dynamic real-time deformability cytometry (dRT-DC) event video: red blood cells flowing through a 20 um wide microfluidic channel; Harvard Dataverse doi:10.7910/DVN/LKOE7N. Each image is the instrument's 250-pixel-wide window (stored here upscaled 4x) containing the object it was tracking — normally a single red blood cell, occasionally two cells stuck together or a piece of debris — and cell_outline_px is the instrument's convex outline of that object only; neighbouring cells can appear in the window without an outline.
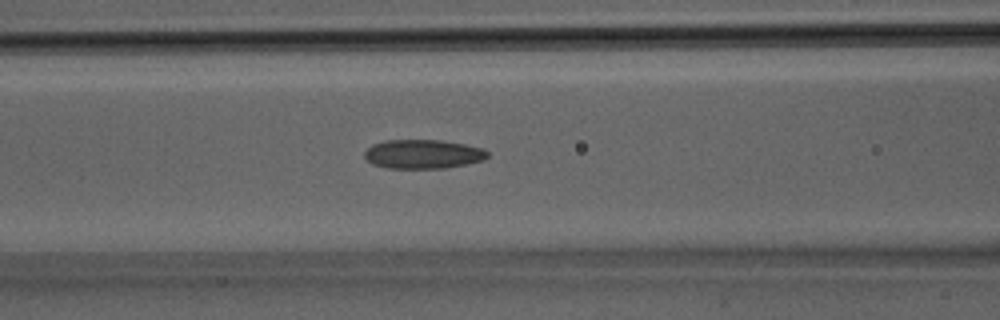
{"species": "Egyptian fruit bat (a non-hibernating species)", "species_latin": "Rousettus aegyptiacus", "temperature_condition": "room temperature", "stored_images_in_passage": 29, "camera_frame_rate_fps": 3000, "um_per_image_px": 0.085, "animal": {"sex": "male"}, "frame": {"image": 1, "passage_image": 13, "time_ms": 4.0, "image_size_px": [1000, 320], "cell_outline_px": [[488, 156], [484, 160], [444, 168], [388, 168], [372, 164], [364, 156], [364, 152], [372, 144], [384, 140], [440, 140], [464, 144], [484, 148], [488, 152]], "centroid_in_image_um": [35.94, 13.09], "position_along_channel_um": 130.7, "area_um2": 20.81}}
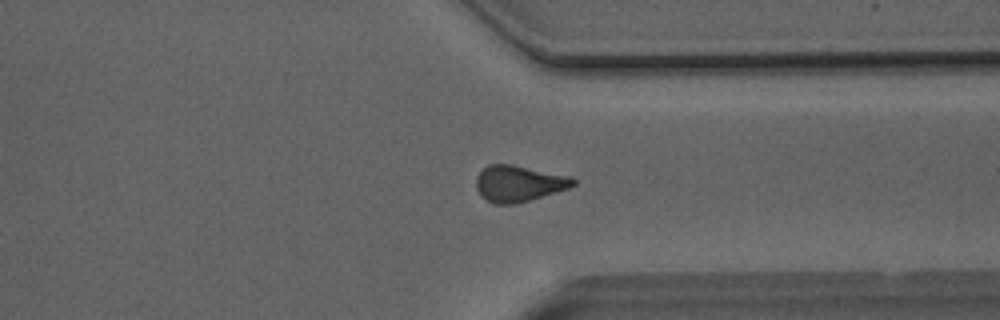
{"frame": {"image": 2, "passage_image": 24, "time_ms": 7.667, "image_size_px": [1000, 320], "cell_outline_px": [[576, 184], [568, 188], [516, 204], [492, 204], [480, 196], [476, 188], [476, 176], [488, 164], [512, 164], [572, 176], [576, 180]], "centroid_in_image_um": [44.08, 15.59], "position_along_channel_um": 367.3, "area_um2": 20.63}}
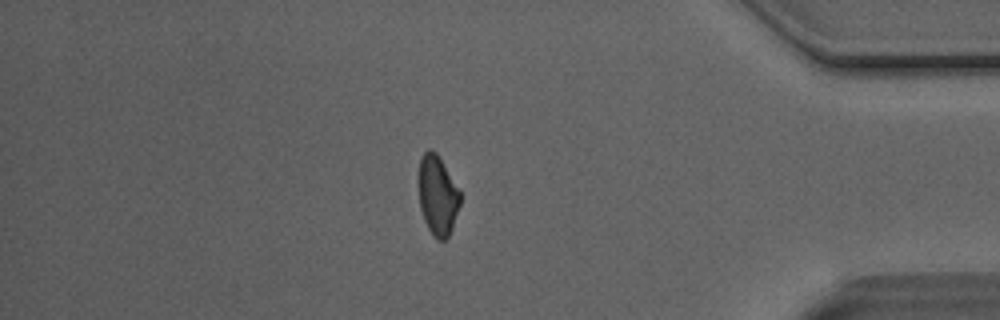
{"frame": {"image": 3, "passage_image": 27, "time_ms": 8.667, "image_size_px": [1000, 320], "cell_outline_px": [[460, 204], [452, 228], [448, 236], [444, 240], [436, 240], [432, 236], [424, 220], [420, 208], [416, 180], [420, 156], [428, 148], [432, 148], [436, 152], [460, 192]], "centroid_in_image_um": [37.13, 16.58], "position_along_channel_um": 398.1, "area_um2": 19.71}}